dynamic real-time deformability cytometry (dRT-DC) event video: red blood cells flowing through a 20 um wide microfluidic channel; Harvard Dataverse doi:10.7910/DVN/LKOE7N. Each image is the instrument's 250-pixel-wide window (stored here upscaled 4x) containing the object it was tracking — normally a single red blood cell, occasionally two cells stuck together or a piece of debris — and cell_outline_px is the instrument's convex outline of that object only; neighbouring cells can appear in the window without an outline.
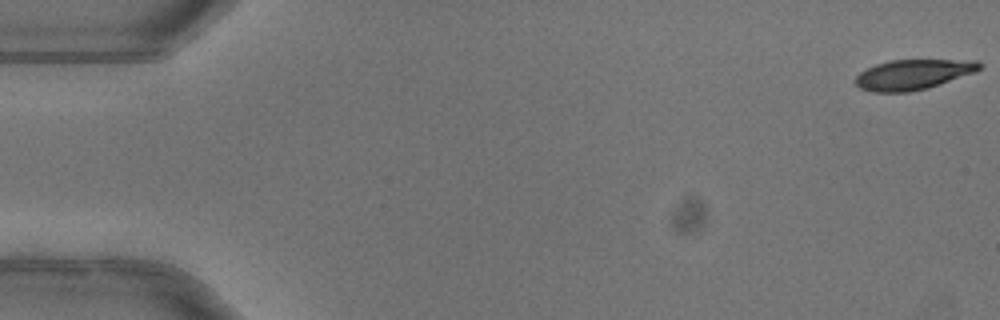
{"species": "common noctule bat (a hibernating species)", "species_latin": "Nyctalus noctula", "temperature_condition": "warm", "stored_images_in_passage": 52, "camera_frame_rate_fps": 3000, "um_per_image_px": 0.085, "animal": {"sex": "female"}, "frame": {"image": 1, "passage_image": 1, "time_ms": 0.0, "image_size_px": [1000, 320], "cell_outline_px": [[984, 64], [976, 72], [928, 88], [908, 92], [872, 92], [860, 88], [856, 84], [856, 76], [860, 72], [876, 64], [892, 60], [976, 60]], "centroid_in_image_um": [77.64, 6.33], "position_along_channel_um": 7.4, "area_um2": 21.73}}
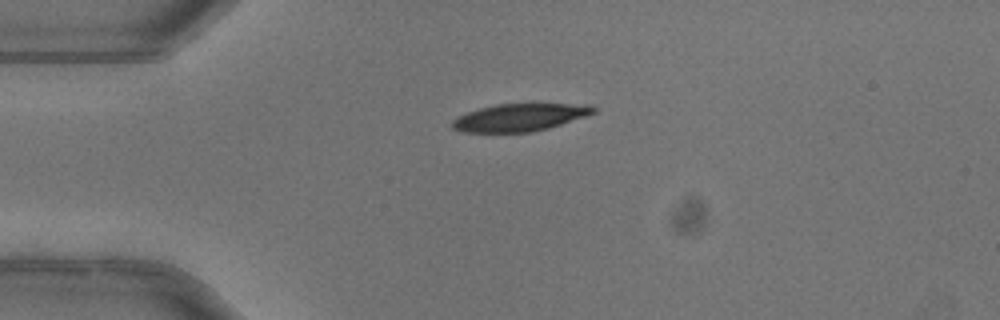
{"frame": {"image": 2, "passage_image": 13, "time_ms": 4.0, "image_size_px": [1000, 320], "cell_outline_px": [[596, 112], [548, 128], [532, 132], [464, 132], [452, 128], [452, 120], [468, 112], [480, 108], [496, 104], [536, 100], [592, 104], [596, 108]], "centroid_in_image_um": [44.29, 9.9], "position_along_channel_um": 40.7, "area_um2": 23.76}}
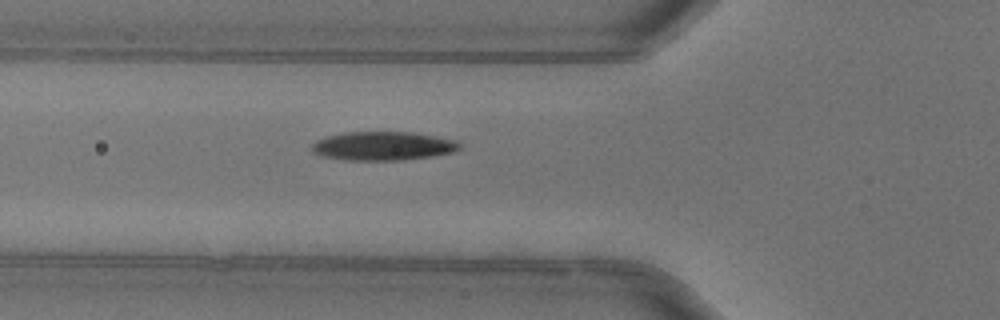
{"frame": {"image": 3, "passage_image": 19, "time_ms": 6.0, "image_size_px": [1000, 320], "cell_outline_px": [[464, 144], [456, 152], [432, 156], [404, 160], [348, 160], [320, 156], [312, 152], [312, 144], [316, 140], [328, 136], [344, 132], [412, 132], [436, 136], [456, 140]], "centroid_in_image_um": [32.6, 12.41], "position_along_channel_um": 93.2, "area_um2": 25.03}, "authors_computed_cell_mechanics": {"area_um2": 24.2471, "velocity_mm_per_s": 4.0114, "shape_relaxation_time_tau1_ms": 3.8456, "shape_relaxation_time_tau2_ms": 1.8057, "deformation_change_tau1": 0.1733, "deformation_change_tau2": 0.0628}}